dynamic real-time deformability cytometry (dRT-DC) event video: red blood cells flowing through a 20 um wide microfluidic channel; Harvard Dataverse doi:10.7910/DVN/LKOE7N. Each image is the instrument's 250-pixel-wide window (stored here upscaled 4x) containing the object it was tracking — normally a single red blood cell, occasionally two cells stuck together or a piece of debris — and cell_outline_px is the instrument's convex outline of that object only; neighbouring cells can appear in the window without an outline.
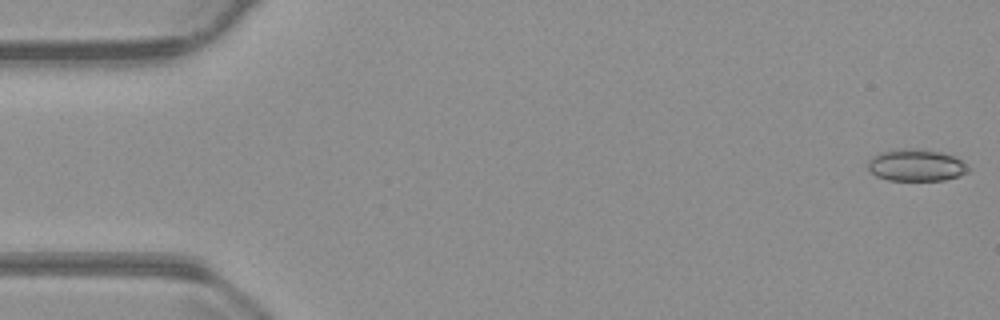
{"species": "common noctule bat (a hibernating species)", "species_latin": "Nyctalus noctula", "temperature_condition": "warm", "stored_images_in_passage": 55, "camera_frame_rate_fps": 3000, "um_per_image_px": 0.085, "animal": {"sex": "male", "body_mass_g": 23.1, "forearm_length_mm": 52.7}, "frame": {"image": 1, "passage_image": 1, "time_ms": 0.0, "image_size_px": [1000, 320], "cell_outline_px": [[972, 168], [968, 172], [960, 176], [944, 180], [888, 180], [876, 176], [868, 168], [868, 160], [872, 156], [880, 152], [896, 148], [920, 148], [944, 152], [968, 164]], "centroid_in_image_um": [77.89, 14.02], "position_along_channel_um": 7.1, "area_um2": 19.07}}
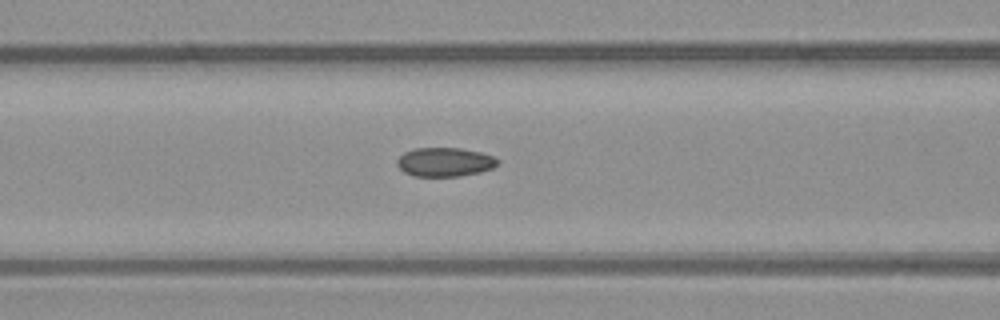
{"frame": {"image": 2, "passage_image": 22, "time_ms": 7.0, "image_size_px": [1000, 320], "cell_outline_px": [[500, 164], [492, 168], [480, 172], [460, 176], [412, 176], [404, 172], [396, 164], [396, 160], [404, 152], [412, 148], [460, 148], [480, 152], [492, 156], [500, 160]], "centroid_in_image_um": [37.8, 13.77], "position_along_channel_um": 128.8, "area_um2": 17.11}}
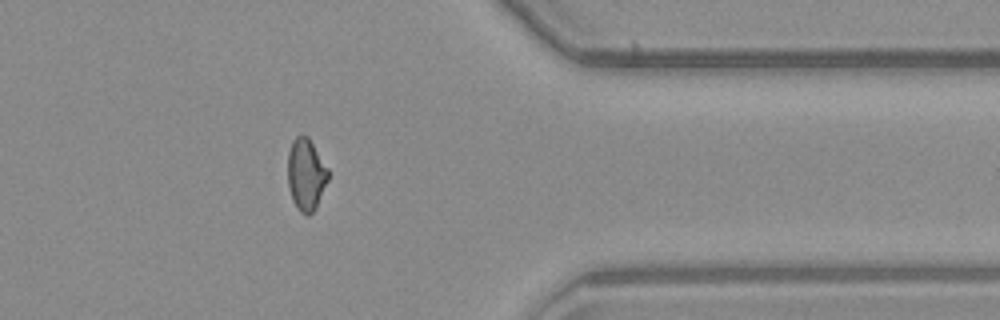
{"frame": {"image": 3, "passage_image": 44, "time_ms": 14.333, "image_size_px": [1000, 320], "cell_outline_px": [[328, 180], [316, 208], [308, 216], [300, 212], [292, 200], [288, 184], [288, 152], [292, 140], [300, 132], [308, 136], [328, 168]], "centroid_in_image_um": [26.0, 14.8], "position_along_channel_um": 385.4, "area_um2": 17.11}, "authors_computed_cell_mechanics": {"area_um2": 17.2822, "velocity_mm_per_s": 3.7416, "shape_relaxation_time_tau1_ms": 10.2195, "shape_relaxation_time_tau2_ms": 3.4423, "deformation_change_tau1": 0.1351, "deformation_change_tau2": 0.0755}}